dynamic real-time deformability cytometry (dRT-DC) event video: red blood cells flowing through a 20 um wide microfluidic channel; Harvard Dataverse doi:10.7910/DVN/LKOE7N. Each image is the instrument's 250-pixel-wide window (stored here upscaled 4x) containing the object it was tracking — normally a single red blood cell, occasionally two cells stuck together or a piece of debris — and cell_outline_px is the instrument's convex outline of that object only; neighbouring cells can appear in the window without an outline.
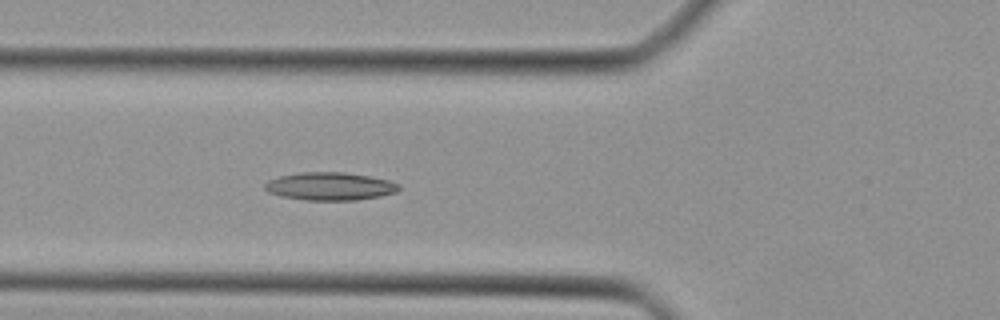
{"species": "Egyptian fruit bat (a non-hibernating species)", "species_latin": "Rousettus aegyptiacus", "temperature_condition": "cold", "stored_images_in_passage": 12, "camera_frame_rate_fps": 3000, "um_per_image_px": 0.085, "animal": {"sex": "female"}, "frame": {"image": 1, "passage_image": 7, "time_ms": 2.0, "image_size_px": [1000, 320], "cell_outline_px": [[400, 188], [396, 192], [380, 196], [356, 200], [304, 200], [280, 196], [268, 192], [264, 188], [264, 184], [268, 180], [280, 176], [300, 172], [344, 172], [368, 176], [388, 180], [400, 184]], "centroid_in_image_um": [28.03, 15.83], "position_along_channel_um": 97.8, "area_um2": 21.85}}
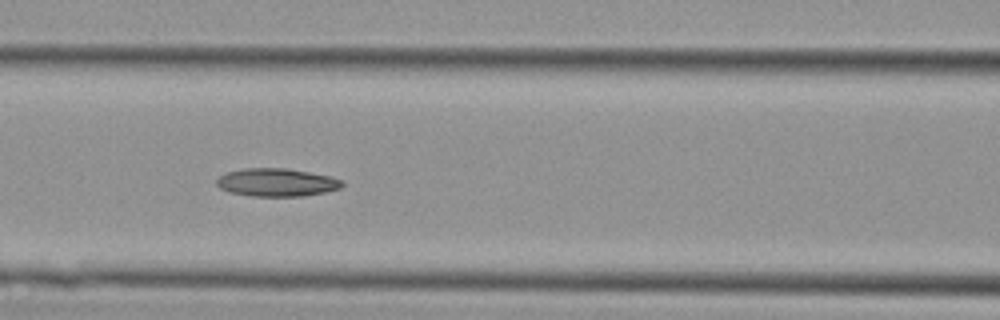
{"frame": {"image": 2, "passage_image": 10, "time_ms": 3.0, "image_size_px": [1000, 320], "cell_outline_px": [[344, 184], [340, 188], [324, 192], [304, 196], [252, 196], [228, 192], [220, 188], [216, 184], [216, 180], [220, 176], [228, 172], [244, 168], [284, 168], [332, 176], [344, 180]], "centroid_in_image_um": [23.53, 15.5], "position_along_channel_um": 143.1, "area_um2": 20.52}}